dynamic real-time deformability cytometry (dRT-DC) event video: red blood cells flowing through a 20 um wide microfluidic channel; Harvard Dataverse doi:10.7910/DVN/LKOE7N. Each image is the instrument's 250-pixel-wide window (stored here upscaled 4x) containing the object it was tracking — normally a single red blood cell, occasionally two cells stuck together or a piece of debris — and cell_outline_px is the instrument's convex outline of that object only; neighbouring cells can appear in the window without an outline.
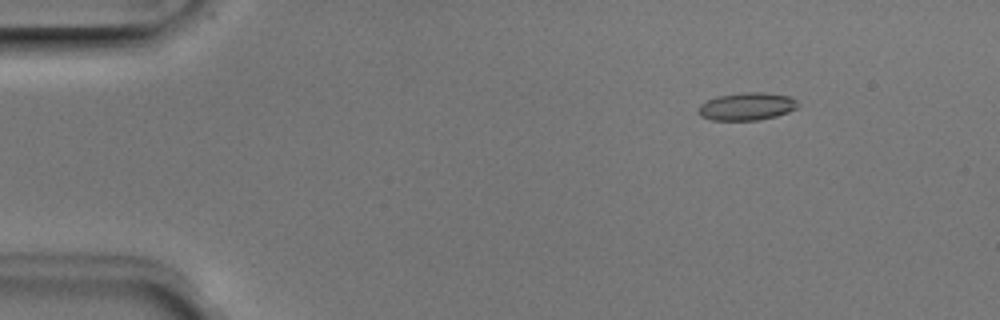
{"species": "Egyptian fruit bat (a non-hibernating species)", "species_latin": "Rousettus aegyptiacus", "temperature_condition": "room temperature", "stored_images_in_passage": 4, "camera_frame_rate_fps": 3000, "um_per_image_px": 0.085, "animal": {"sex": "male"}, "frame": {"image": 1, "passage_image": 2, "time_ms": 0.333, "image_size_px": [1000, 320], "cell_outline_px": [[796, 108], [788, 112], [776, 116], [756, 120], [712, 120], [700, 116], [700, 104], [716, 96], [744, 92], [764, 92], [792, 96], [796, 100]], "centroid_in_image_um": [63.49, 9.03], "position_along_channel_um": 21.5, "area_um2": 15.95}}
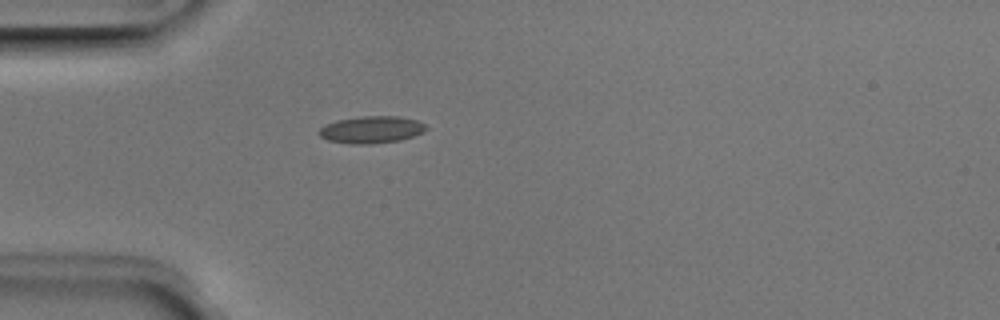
{"frame": {"image": 2, "passage_image": 4, "time_ms": 1.0, "image_size_px": [1000, 320], "cell_outline_px": [[428, 128], [424, 132], [400, 140], [372, 144], [348, 144], [328, 140], [320, 136], [316, 132], [324, 124], [336, 120], [360, 116], [396, 116], [416, 120], [424, 124]], "centroid_in_image_um": [31.52, 11.02], "position_along_channel_um": 53.5, "area_um2": 17.05}}